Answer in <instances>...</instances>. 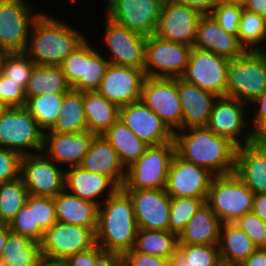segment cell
Segmentation results:
<instances>
[{
    "instance_id": "obj_41",
    "label": "cell",
    "mask_w": 266,
    "mask_h": 266,
    "mask_svg": "<svg viewBox=\"0 0 266 266\" xmlns=\"http://www.w3.org/2000/svg\"><path fill=\"white\" fill-rule=\"evenodd\" d=\"M206 198H171L168 230L177 236L184 230L192 216L206 203Z\"/></svg>"
},
{
    "instance_id": "obj_6",
    "label": "cell",
    "mask_w": 266,
    "mask_h": 266,
    "mask_svg": "<svg viewBox=\"0 0 266 266\" xmlns=\"http://www.w3.org/2000/svg\"><path fill=\"white\" fill-rule=\"evenodd\" d=\"M43 139L44 131L25 106L8 107L0 117V147L20 156L38 154Z\"/></svg>"
},
{
    "instance_id": "obj_1",
    "label": "cell",
    "mask_w": 266,
    "mask_h": 266,
    "mask_svg": "<svg viewBox=\"0 0 266 266\" xmlns=\"http://www.w3.org/2000/svg\"><path fill=\"white\" fill-rule=\"evenodd\" d=\"M173 140L175 153L185 161L205 167L214 175L235 171L237 147L207 126L177 130Z\"/></svg>"
},
{
    "instance_id": "obj_23",
    "label": "cell",
    "mask_w": 266,
    "mask_h": 266,
    "mask_svg": "<svg viewBox=\"0 0 266 266\" xmlns=\"http://www.w3.org/2000/svg\"><path fill=\"white\" fill-rule=\"evenodd\" d=\"M193 47L213 52L229 60L236 59L246 52L238 40V35L222 29L211 14L200 16Z\"/></svg>"
},
{
    "instance_id": "obj_21",
    "label": "cell",
    "mask_w": 266,
    "mask_h": 266,
    "mask_svg": "<svg viewBox=\"0 0 266 266\" xmlns=\"http://www.w3.org/2000/svg\"><path fill=\"white\" fill-rule=\"evenodd\" d=\"M124 191L133 202L138 228L168 230L171 197L165 189Z\"/></svg>"
},
{
    "instance_id": "obj_63",
    "label": "cell",
    "mask_w": 266,
    "mask_h": 266,
    "mask_svg": "<svg viewBox=\"0 0 266 266\" xmlns=\"http://www.w3.org/2000/svg\"><path fill=\"white\" fill-rule=\"evenodd\" d=\"M7 54V52L0 47V71H1V67H2V64H3V59H4V56Z\"/></svg>"
},
{
    "instance_id": "obj_62",
    "label": "cell",
    "mask_w": 266,
    "mask_h": 266,
    "mask_svg": "<svg viewBox=\"0 0 266 266\" xmlns=\"http://www.w3.org/2000/svg\"><path fill=\"white\" fill-rule=\"evenodd\" d=\"M218 4H226V3H231V4H241L243 0H217Z\"/></svg>"
},
{
    "instance_id": "obj_61",
    "label": "cell",
    "mask_w": 266,
    "mask_h": 266,
    "mask_svg": "<svg viewBox=\"0 0 266 266\" xmlns=\"http://www.w3.org/2000/svg\"><path fill=\"white\" fill-rule=\"evenodd\" d=\"M37 266H67V264L64 261L42 258Z\"/></svg>"
},
{
    "instance_id": "obj_54",
    "label": "cell",
    "mask_w": 266,
    "mask_h": 266,
    "mask_svg": "<svg viewBox=\"0 0 266 266\" xmlns=\"http://www.w3.org/2000/svg\"><path fill=\"white\" fill-rule=\"evenodd\" d=\"M173 3L185 5L198 10L201 14H210L218 5L217 0H170Z\"/></svg>"
},
{
    "instance_id": "obj_8",
    "label": "cell",
    "mask_w": 266,
    "mask_h": 266,
    "mask_svg": "<svg viewBox=\"0 0 266 266\" xmlns=\"http://www.w3.org/2000/svg\"><path fill=\"white\" fill-rule=\"evenodd\" d=\"M192 46L147 36L144 74L150 78H182Z\"/></svg>"
},
{
    "instance_id": "obj_13",
    "label": "cell",
    "mask_w": 266,
    "mask_h": 266,
    "mask_svg": "<svg viewBox=\"0 0 266 266\" xmlns=\"http://www.w3.org/2000/svg\"><path fill=\"white\" fill-rule=\"evenodd\" d=\"M65 170L42 152L21 156L20 177L32 196L54 198L64 191Z\"/></svg>"
},
{
    "instance_id": "obj_49",
    "label": "cell",
    "mask_w": 266,
    "mask_h": 266,
    "mask_svg": "<svg viewBox=\"0 0 266 266\" xmlns=\"http://www.w3.org/2000/svg\"><path fill=\"white\" fill-rule=\"evenodd\" d=\"M20 160L18 153L0 147V184L20 177Z\"/></svg>"
},
{
    "instance_id": "obj_46",
    "label": "cell",
    "mask_w": 266,
    "mask_h": 266,
    "mask_svg": "<svg viewBox=\"0 0 266 266\" xmlns=\"http://www.w3.org/2000/svg\"><path fill=\"white\" fill-rule=\"evenodd\" d=\"M243 6L241 4H218L210 13L226 32L237 35Z\"/></svg>"
},
{
    "instance_id": "obj_38",
    "label": "cell",
    "mask_w": 266,
    "mask_h": 266,
    "mask_svg": "<svg viewBox=\"0 0 266 266\" xmlns=\"http://www.w3.org/2000/svg\"><path fill=\"white\" fill-rule=\"evenodd\" d=\"M237 35L246 51H266V18L243 8Z\"/></svg>"
},
{
    "instance_id": "obj_4",
    "label": "cell",
    "mask_w": 266,
    "mask_h": 266,
    "mask_svg": "<svg viewBox=\"0 0 266 266\" xmlns=\"http://www.w3.org/2000/svg\"><path fill=\"white\" fill-rule=\"evenodd\" d=\"M254 193L233 172L214 175L206 204L223 223H235L253 210Z\"/></svg>"
},
{
    "instance_id": "obj_22",
    "label": "cell",
    "mask_w": 266,
    "mask_h": 266,
    "mask_svg": "<svg viewBox=\"0 0 266 266\" xmlns=\"http://www.w3.org/2000/svg\"><path fill=\"white\" fill-rule=\"evenodd\" d=\"M94 134L44 132L42 153L57 165L67 164V168L79 166L86 155Z\"/></svg>"
},
{
    "instance_id": "obj_51",
    "label": "cell",
    "mask_w": 266,
    "mask_h": 266,
    "mask_svg": "<svg viewBox=\"0 0 266 266\" xmlns=\"http://www.w3.org/2000/svg\"><path fill=\"white\" fill-rule=\"evenodd\" d=\"M252 104L255 105L256 112H253V117L250 118V128L257 140H266V89Z\"/></svg>"
},
{
    "instance_id": "obj_20",
    "label": "cell",
    "mask_w": 266,
    "mask_h": 266,
    "mask_svg": "<svg viewBox=\"0 0 266 266\" xmlns=\"http://www.w3.org/2000/svg\"><path fill=\"white\" fill-rule=\"evenodd\" d=\"M119 119L149 146L173 141L174 133L142 100L119 107Z\"/></svg>"
},
{
    "instance_id": "obj_17",
    "label": "cell",
    "mask_w": 266,
    "mask_h": 266,
    "mask_svg": "<svg viewBox=\"0 0 266 266\" xmlns=\"http://www.w3.org/2000/svg\"><path fill=\"white\" fill-rule=\"evenodd\" d=\"M213 177L207 168L187 162L175 153L169 165L165 191L171 198H207Z\"/></svg>"
},
{
    "instance_id": "obj_42",
    "label": "cell",
    "mask_w": 266,
    "mask_h": 266,
    "mask_svg": "<svg viewBox=\"0 0 266 266\" xmlns=\"http://www.w3.org/2000/svg\"><path fill=\"white\" fill-rule=\"evenodd\" d=\"M34 66L24 52H12L4 56L1 72L26 90Z\"/></svg>"
},
{
    "instance_id": "obj_52",
    "label": "cell",
    "mask_w": 266,
    "mask_h": 266,
    "mask_svg": "<svg viewBox=\"0 0 266 266\" xmlns=\"http://www.w3.org/2000/svg\"><path fill=\"white\" fill-rule=\"evenodd\" d=\"M124 266H169V258L136 252L134 249L123 254Z\"/></svg>"
},
{
    "instance_id": "obj_55",
    "label": "cell",
    "mask_w": 266,
    "mask_h": 266,
    "mask_svg": "<svg viewBox=\"0 0 266 266\" xmlns=\"http://www.w3.org/2000/svg\"><path fill=\"white\" fill-rule=\"evenodd\" d=\"M95 266H124L123 254L104 252L97 259Z\"/></svg>"
},
{
    "instance_id": "obj_19",
    "label": "cell",
    "mask_w": 266,
    "mask_h": 266,
    "mask_svg": "<svg viewBox=\"0 0 266 266\" xmlns=\"http://www.w3.org/2000/svg\"><path fill=\"white\" fill-rule=\"evenodd\" d=\"M143 69L109 64L97 92L118 107L141 100Z\"/></svg>"
},
{
    "instance_id": "obj_25",
    "label": "cell",
    "mask_w": 266,
    "mask_h": 266,
    "mask_svg": "<svg viewBox=\"0 0 266 266\" xmlns=\"http://www.w3.org/2000/svg\"><path fill=\"white\" fill-rule=\"evenodd\" d=\"M65 169V190L98 206L119 189L107 176L86 171L80 166Z\"/></svg>"
},
{
    "instance_id": "obj_58",
    "label": "cell",
    "mask_w": 266,
    "mask_h": 266,
    "mask_svg": "<svg viewBox=\"0 0 266 266\" xmlns=\"http://www.w3.org/2000/svg\"><path fill=\"white\" fill-rule=\"evenodd\" d=\"M241 5L244 9L266 18V0H243Z\"/></svg>"
},
{
    "instance_id": "obj_24",
    "label": "cell",
    "mask_w": 266,
    "mask_h": 266,
    "mask_svg": "<svg viewBox=\"0 0 266 266\" xmlns=\"http://www.w3.org/2000/svg\"><path fill=\"white\" fill-rule=\"evenodd\" d=\"M234 173L254 194H266V140L237 148Z\"/></svg>"
},
{
    "instance_id": "obj_12",
    "label": "cell",
    "mask_w": 266,
    "mask_h": 266,
    "mask_svg": "<svg viewBox=\"0 0 266 266\" xmlns=\"http://www.w3.org/2000/svg\"><path fill=\"white\" fill-rule=\"evenodd\" d=\"M96 245V232L79 225L56 222L44 232L40 243L42 257L48 260L65 261L78 252Z\"/></svg>"
},
{
    "instance_id": "obj_56",
    "label": "cell",
    "mask_w": 266,
    "mask_h": 266,
    "mask_svg": "<svg viewBox=\"0 0 266 266\" xmlns=\"http://www.w3.org/2000/svg\"><path fill=\"white\" fill-rule=\"evenodd\" d=\"M239 266H266V248H257Z\"/></svg>"
},
{
    "instance_id": "obj_65",
    "label": "cell",
    "mask_w": 266,
    "mask_h": 266,
    "mask_svg": "<svg viewBox=\"0 0 266 266\" xmlns=\"http://www.w3.org/2000/svg\"><path fill=\"white\" fill-rule=\"evenodd\" d=\"M0 266H10V265L0 258Z\"/></svg>"
},
{
    "instance_id": "obj_34",
    "label": "cell",
    "mask_w": 266,
    "mask_h": 266,
    "mask_svg": "<svg viewBox=\"0 0 266 266\" xmlns=\"http://www.w3.org/2000/svg\"><path fill=\"white\" fill-rule=\"evenodd\" d=\"M71 89L61 66L35 65L31 71L25 94L26 97H34L44 94L68 93Z\"/></svg>"
},
{
    "instance_id": "obj_33",
    "label": "cell",
    "mask_w": 266,
    "mask_h": 266,
    "mask_svg": "<svg viewBox=\"0 0 266 266\" xmlns=\"http://www.w3.org/2000/svg\"><path fill=\"white\" fill-rule=\"evenodd\" d=\"M88 131L84 111V92L70 90L64 95L59 117L46 132L82 133Z\"/></svg>"
},
{
    "instance_id": "obj_35",
    "label": "cell",
    "mask_w": 266,
    "mask_h": 266,
    "mask_svg": "<svg viewBox=\"0 0 266 266\" xmlns=\"http://www.w3.org/2000/svg\"><path fill=\"white\" fill-rule=\"evenodd\" d=\"M87 38L83 42V68L81 78L71 87L79 92H93L99 89L102 78L110 64L107 56L89 43Z\"/></svg>"
},
{
    "instance_id": "obj_43",
    "label": "cell",
    "mask_w": 266,
    "mask_h": 266,
    "mask_svg": "<svg viewBox=\"0 0 266 266\" xmlns=\"http://www.w3.org/2000/svg\"><path fill=\"white\" fill-rule=\"evenodd\" d=\"M191 266H222L219 244H178L177 248Z\"/></svg>"
},
{
    "instance_id": "obj_14",
    "label": "cell",
    "mask_w": 266,
    "mask_h": 266,
    "mask_svg": "<svg viewBox=\"0 0 266 266\" xmlns=\"http://www.w3.org/2000/svg\"><path fill=\"white\" fill-rule=\"evenodd\" d=\"M103 1L109 20L145 36L155 33L164 0Z\"/></svg>"
},
{
    "instance_id": "obj_9",
    "label": "cell",
    "mask_w": 266,
    "mask_h": 266,
    "mask_svg": "<svg viewBox=\"0 0 266 266\" xmlns=\"http://www.w3.org/2000/svg\"><path fill=\"white\" fill-rule=\"evenodd\" d=\"M247 104L229 97H218L214 102L208 124L217 136L228 139L237 148L255 142L257 139L249 128ZM247 126V127H246ZM245 128V129H244ZM243 140H242V138Z\"/></svg>"
},
{
    "instance_id": "obj_7",
    "label": "cell",
    "mask_w": 266,
    "mask_h": 266,
    "mask_svg": "<svg viewBox=\"0 0 266 266\" xmlns=\"http://www.w3.org/2000/svg\"><path fill=\"white\" fill-rule=\"evenodd\" d=\"M175 154L174 140L149 146L141 158L126 168L123 190L165 189L169 165Z\"/></svg>"
},
{
    "instance_id": "obj_64",
    "label": "cell",
    "mask_w": 266,
    "mask_h": 266,
    "mask_svg": "<svg viewBox=\"0 0 266 266\" xmlns=\"http://www.w3.org/2000/svg\"><path fill=\"white\" fill-rule=\"evenodd\" d=\"M8 108L3 102L0 101V117L3 115L5 110Z\"/></svg>"
},
{
    "instance_id": "obj_18",
    "label": "cell",
    "mask_w": 266,
    "mask_h": 266,
    "mask_svg": "<svg viewBox=\"0 0 266 266\" xmlns=\"http://www.w3.org/2000/svg\"><path fill=\"white\" fill-rule=\"evenodd\" d=\"M201 15L194 8L164 0L154 35L193 47Z\"/></svg>"
},
{
    "instance_id": "obj_32",
    "label": "cell",
    "mask_w": 266,
    "mask_h": 266,
    "mask_svg": "<svg viewBox=\"0 0 266 266\" xmlns=\"http://www.w3.org/2000/svg\"><path fill=\"white\" fill-rule=\"evenodd\" d=\"M109 144L116 150L125 168L138 160L149 147L139 139L121 119H118L104 134Z\"/></svg>"
},
{
    "instance_id": "obj_15",
    "label": "cell",
    "mask_w": 266,
    "mask_h": 266,
    "mask_svg": "<svg viewBox=\"0 0 266 266\" xmlns=\"http://www.w3.org/2000/svg\"><path fill=\"white\" fill-rule=\"evenodd\" d=\"M103 45L110 64L144 69L147 36L129 30L106 17ZM107 46V47H106Z\"/></svg>"
},
{
    "instance_id": "obj_30",
    "label": "cell",
    "mask_w": 266,
    "mask_h": 266,
    "mask_svg": "<svg viewBox=\"0 0 266 266\" xmlns=\"http://www.w3.org/2000/svg\"><path fill=\"white\" fill-rule=\"evenodd\" d=\"M257 246L236 223H223L220 229L219 251L222 265L239 266Z\"/></svg>"
},
{
    "instance_id": "obj_3",
    "label": "cell",
    "mask_w": 266,
    "mask_h": 266,
    "mask_svg": "<svg viewBox=\"0 0 266 266\" xmlns=\"http://www.w3.org/2000/svg\"><path fill=\"white\" fill-rule=\"evenodd\" d=\"M138 229L133 202L122 188L99 206L96 244L105 252L132 250Z\"/></svg>"
},
{
    "instance_id": "obj_36",
    "label": "cell",
    "mask_w": 266,
    "mask_h": 266,
    "mask_svg": "<svg viewBox=\"0 0 266 266\" xmlns=\"http://www.w3.org/2000/svg\"><path fill=\"white\" fill-rule=\"evenodd\" d=\"M0 258L10 266H37L43 257L40 243L11 232Z\"/></svg>"
},
{
    "instance_id": "obj_53",
    "label": "cell",
    "mask_w": 266,
    "mask_h": 266,
    "mask_svg": "<svg viewBox=\"0 0 266 266\" xmlns=\"http://www.w3.org/2000/svg\"><path fill=\"white\" fill-rule=\"evenodd\" d=\"M104 252L105 251L96 244L91 249L75 253L74 255L68 257L64 262L67 266H95L97 259Z\"/></svg>"
},
{
    "instance_id": "obj_59",
    "label": "cell",
    "mask_w": 266,
    "mask_h": 266,
    "mask_svg": "<svg viewBox=\"0 0 266 266\" xmlns=\"http://www.w3.org/2000/svg\"><path fill=\"white\" fill-rule=\"evenodd\" d=\"M169 266H191L189 260L177 249L169 258Z\"/></svg>"
},
{
    "instance_id": "obj_26",
    "label": "cell",
    "mask_w": 266,
    "mask_h": 266,
    "mask_svg": "<svg viewBox=\"0 0 266 266\" xmlns=\"http://www.w3.org/2000/svg\"><path fill=\"white\" fill-rule=\"evenodd\" d=\"M86 171L109 177L119 188L125 183L126 168L103 135H94L79 165Z\"/></svg>"
},
{
    "instance_id": "obj_40",
    "label": "cell",
    "mask_w": 266,
    "mask_h": 266,
    "mask_svg": "<svg viewBox=\"0 0 266 266\" xmlns=\"http://www.w3.org/2000/svg\"><path fill=\"white\" fill-rule=\"evenodd\" d=\"M29 192L21 177L0 184V220L9 224L19 210L26 204Z\"/></svg>"
},
{
    "instance_id": "obj_2",
    "label": "cell",
    "mask_w": 266,
    "mask_h": 266,
    "mask_svg": "<svg viewBox=\"0 0 266 266\" xmlns=\"http://www.w3.org/2000/svg\"><path fill=\"white\" fill-rule=\"evenodd\" d=\"M86 39L77 27L42 12L31 26L24 53L35 65L60 66Z\"/></svg>"
},
{
    "instance_id": "obj_39",
    "label": "cell",
    "mask_w": 266,
    "mask_h": 266,
    "mask_svg": "<svg viewBox=\"0 0 266 266\" xmlns=\"http://www.w3.org/2000/svg\"><path fill=\"white\" fill-rule=\"evenodd\" d=\"M65 94L57 93L26 97L25 107L44 132L49 131L59 117Z\"/></svg>"
},
{
    "instance_id": "obj_5",
    "label": "cell",
    "mask_w": 266,
    "mask_h": 266,
    "mask_svg": "<svg viewBox=\"0 0 266 266\" xmlns=\"http://www.w3.org/2000/svg\"><path fill=\"white\" fill-rule=\"evenodd\" d=\"M265 89L266 51H246L230 60L226 97L248 102L249 106Z\"/></svg>"
},
{
    "instance_id": "obj_60",
    "label": "cell",
    "mask_w": 266,
    "mask_h": 266,
    "mask_svg": "<svg viewBox=\"0 0 266 266\" xmlns=\"http://www.w3.org/2000/svg\"><path fill=\"white\" fill-rule=\"evenodd\" d=\"M10 233H11V230L8 224H3L0 226V255L2 253L4 246L6 245V242H7V239Z\"/></svg>"
},
{
    "instance_id": "obj_45",
    "label": "cell",
    "mask_w": 266,
    "mask_h": 266,
    "mask_svg": "<svg viewBox=\"0 0 266 266\" xmlns=\"http://www.w3.org/2000/svg\"><path fill=\"white\" fill-rule=\"evenodd\" d=\"M26 204L34 207L35 224H39L44 231L57 222L53 198L29 195Z\"/></svg>"
},
{
    "instance_id": "obj_27",
    "label": "cell",
    "mask_w": 266,
    "mask_h": 266,
    "mask_svg": "<svg viewBox=\"0 0 266 266\" xmlns=\"http://www.w3.org/2000/svg\"><path fill=\"white\" fill-rule=\"evenodd\" d=\"M177 91L182 108V129L206 126L217 96L177 78Z\"/></svg>"
},
{
    "instance_id": "obj_11",
    "label": "cell",
    "mask_w": 266,
    "mask_h": 266,
    "mask_svg": "<svg viewBox=\"0 0 266 266\" xmlns=\"http://www.w3.org/2000/svg\"><path fill=\"white\" fill-rule=\"evenodd\" d=\"M229 62L223 56L192 47L182 79L217 97H225Z\"/></svg>"
},
{
    "instance_id": "obj_48",
    "label": "cell",
    "mask_w": 266,
    "mask_h": 266,
    "mask_svg": "<svg viewBox=\"0 0 266 266\" xmlns=\"http://www.w3.org/2000/svg\"><path fill=\"white\" fill-rule=\"evenodd\" d=\"M0 101L8 107H21L26 104L25 90L0 71Z\"/></svg>"
},
{
    "instance_id": "obj_47",
    "label": "cell",
    "mask_w": 266,
    "mask_h": 266,
    "mask_svg": "<svg viewBox=\"0 0 266 266\" xmlns=\"http://www.w3.org/2000/svg\"><path fill=\"white\" fill-rule=\"evenodd\" d=\"M235 223L251 238L257 248H266V222L250 212L239 218Z\"/></svg>"
},
{
    "instance_id": "obj_31",
    "label": "cell",
    "mask_w": 266,
    "mask_h": 266,
    "mask_svg": "<svg viewBox=\"0 0 266 266\" xmlns=\"http://www.w3.org/2000/svg\"><path fill=\"white\" fill-rule=\"evenodd\" d=\"M84 111L88 131L104 134L118 119L119 107L97 91L84 92Z\"/></svg>"
},
{
    "instance_id": "obj_37",
    "label": "cell",
    "mask_w": 266,
    "mask_h": 266,
    "mask_svg": "<svg viewBox=\"0 0 266 266\" xmlns=\"http://www.w3.org/2000/svg\"><path fill=\"white\" fill-rule=\"evenodd\" d=\"M178 248V236L169 230L139 228L134 250L143 254L170 258Z\"/></svg>"
},
{
    "instance_id": "obj_50",
    "label": "cell",
    "mask_w": 266,
    "mask_h": 266,
    "mask_svg": "<svg viewBox=\"0 0 266 266\" xmlns=\"http://www.w3.org/2000/svg\"><path fill=\"white\" fill-rule=\"evenodd\" d=\"M60 66L68 84L72 87L82 76L83 43L71 52Z\"/></svg>"
},
{
    "instance_id": "obj_16",
    "label": "cell",
    "mask_w": 266,
    "mask_h": 266,
    "mask_svg": "<svg viewBox=\"0 0 266 266\" xmlns=\"http://www.w3.org/2000/svg\"><path fill=\"white\" fill-rule=\"evenodd\" d=\"M141 100L173 133L182 129V108L177 91V78L145 77Z\"/></svg>"
},
{
    "instance_id": "obj_28",
    "label": "cell",
    "mask_w": 266,
    "mask_h": 266,
    "mask_svg": "<svg viewBox=\"0 0 266 266\" xmlns=\"http://www.w3.org/2000/svg\"><path fill=\"white\" fill-rule=\"evenodd\" d=\"M57 222L92 228L95 232L98 225L99 206L78 196L60 192L54 198Z\"/></svg>"
},
{
    "instance_id": "obj_29",
    "label": "cell",
    "mask_w": 266,
    "mask_h": 266,
    "mask_svg": "<svg viewBox=\"0 0 266 266\" xmlns=\"http://www.w3.org/2000/svg\"><path fill=\"white\" fill-rule=\"evenodd\" d=\"M222 222L205 203L178 236V244H219Z\"/></svg>"
},
{
    "instance_id": "obj_57",
    "label": "cell",
    "mask_w": 266,
    "mask_h": 266,
    "mask_svg": "<svg viewBox=\"0 0 266 266\" xmlns=\"http://www.w3.org/2000/svg\"><path fill=\"white\" fill-rule=\"evenodd\" d=\"M252 212L266 222V194L254 195Z\"/></svg>"
},
{
    "instance_id": "obj_10",
    "label": "cell",
    "mask_w": 266,
    "mask_h": 266,
    "mask_svg": "<svg viewBox=\"0 0 266 266\" xmlns=\"http://www.w3.org/2000/svg\"><path fill=\"white\" fill-rule=\"evenodd\" d=\"M34 10L27 0H0V47L7 53L26 50L31 26L41 13Z\"/></svg>"
},
{
    "instance_id": "obj_44",
    "label": "cell",
    "mask_w": 266,
    "mask_h": 266,
    "mask_svg": "<svg viewBox=\"0 0 266 266\" xmlns=\"http://www.w3.org/2000/svg\"><path fill=\"white\" fill-rule=\"evenodd\" d=\"M12 233L26 236L41 243L44 230L35 224L34 207L25 204L8 224Z\"/></svg>"
}]
</instances>
